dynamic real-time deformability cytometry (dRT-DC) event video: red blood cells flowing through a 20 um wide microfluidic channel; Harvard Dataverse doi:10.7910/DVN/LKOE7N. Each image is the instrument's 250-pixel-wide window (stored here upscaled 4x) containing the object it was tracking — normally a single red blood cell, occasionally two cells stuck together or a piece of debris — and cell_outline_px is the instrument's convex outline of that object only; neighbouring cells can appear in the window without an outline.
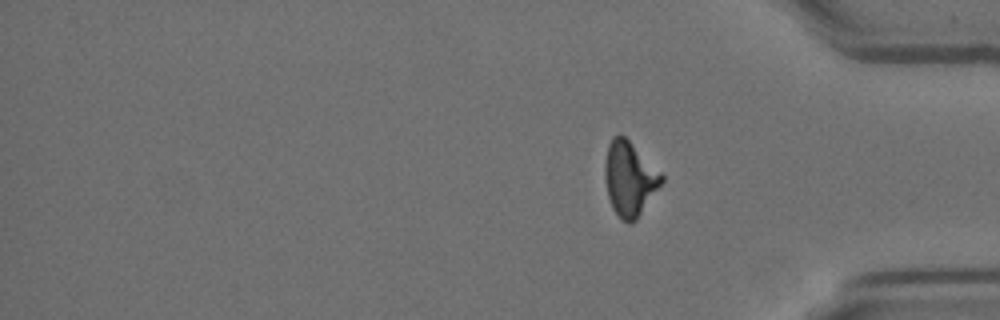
{"species": "Egyptian fruit bat (a non-hibernating species)", "species_latin": "Rousettus aegyptiacus", "temperature_condition": "room temperature", "stored_images_in_passage": 16, "camera_frame_rate_fps": 3000, "um_per_image_px": 0.085, "animal": {"sex": "female"}, "frame": {"image": 1, "passage_image": 16, "time_ms": 5.0, "image_size_px": [1000, 320], "cell_outline_px": [[664, 180], [636, 220], [632, 224], [628, 224], [620, 220], [612, 208], [608, 196], [604, 176], [604, 164], [608, 144], [612, 136], [620, 132], [664, 176]], "centroid_in_image_um": [53.48, 15.21], "position_along_channel_um": 381.7, "area_um2": 24.57}}